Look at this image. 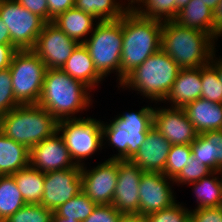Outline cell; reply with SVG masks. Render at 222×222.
I'll return each instance as SVG.
<instances>
[{"label":"cell","instance_id":"cell-46","mask_svg":"<svg viewBox=\"0 0 222 222\" xmlns=\"http://www.w3.org/2000/svg\"><path fill=\"white\" fill-rule=\"evenodd\" d=\"M118 222H147L146 216L141 214H122Z\"/></svg>","mask_w":222,"mask_h":222},{"label":"cell","instance_id":"cell-2","mask_svg":"<svg viewBox=\"0 0 222 222\" xmlns=\"http://www.w3.org/2000/svg\"><path fill=\"white\" fill-rule=\"evenodd\" d=\"M214 40L208 33L186 28L174 20L162 25L161 49L182 69L208 65L216 52Z\"/></svg>","mask_w":222,"mask_h":222},{"label":"cell","instance_id":"cell-5","mask_svg":"<svg viewBox=\"0 0 222 222\" xmlns=\"http://www.w3.org/2000/svg\"><path fill=\"white\" fill-rule=\"evenodd\" d=\"M182 68L162 49L131 72L120 87H131L152 101H164Z\"/></svg>","mask_w":222,"mask_h":222},{"label":"cell","instance_id":"cell-52","mask_svg":"<svg viewBox=\"0 0 222 222\" xmlns=\"http://www.w3.org/2000/svg\"><path fill=\"white\" fill-rule=\"evenodd\" d=\"M130 1V2H129ZM139 0H128V5H127V7L128 8H130V9H132L133 8V6H135V5H133V4H135V3H137Z\"/></svg>","mask_w":222,"mask_h":222},{"label":"cell","instance_id":"cell-28","mask_svg":"<svg viewBox=\"0 0 222 222\" xmlns=\"http://www.w3.org/2000/svg\"><path fill=\"white\" fill-rule=\"evenodd\" d=\"M26 205V202L11 175L0 176V222Z\"/></svg>","mask_w":222,"mask_h":222},{"label":"cell","instance_id":"cell-9","mask_svg":"<svg viewBox=\"0 0 222 222\" xmlns=\"http://www.w3.org/2000/svg\"><path fill=\"white\" fill-rule=\"evenodd\" d=\"M0 18L10 32L11 44L17 50H32L47 23L15 0H3L0 3Z\"/></svg>","mask_w":222,"mask_h":222},{"label":"cell","instance_id":"cell-16","mask_svg":"<svg viewBox=\"0 0 222 222\" xmlns=\"http://www.w3.org/2000/svg\"><path fill=\"white\" fill-rule=\"evenodd\" d=\"M153 127L171 145H190L199 135L183 108L179 107L154 108Z\"/></svg>","mask_w":222,"mask_h":222},{"label":"cell","instance_id":"cell-15","mask_svg":"<svg viewBox=\"0 0 222 222\" xmlns=\"http://www.w3.org/2000/svg\"><path fill=\"white\" fill-rule=\"evenodd\" d=\"M144 173L131 160H118L117 184L112 205L121 214H139V184Z\"/></svg>","mask_w":222,"mask_h":222},{"label":"cell","instance_id":"cell-14","mask_svg":"<svg viewBox=\"0 0 222 222\" xmlns=\"http://www.w3.org/2000/svg\"><path fill=\"white\" fill-rule=\"evenodd\" d=\"M29 165L43 173L77 166L58 131L30 149Z\"/></svg>","mask_w":222,"mask_h":222},{"label":"cell","instance_id":"cell-18","mask_svg":"<svg viewBox=\"0 0 222 222\" xmlns=\"http://www.w3.org/2000/svg\"><path fill=\"white\" fill-rule=\"evenodd\" d=\"M201 92V67L181 69L164 101L172 103L171 107L183 108L201 98Z\"/></svg>","mask_w":222,"mask_h":222},{"label":"cell","instance_id":"cell-45","mask_svg":"<svg viewBox=\"0 0 222 222\" xmlns=\"http://www.w3.org/2000/svg\"><path fill=\"white\" fill-rule=\"evenodd\" d=\"M146 135H129L128 136V160H131L144 143Z\"/></svg>","mask_w":222,"mask_h":222},{"label":"cell","instance_id":"cell-6","mask_svg":"<svg viewBox=\"0 0 222 222\" xmlns=\"http://www.w3.org/2000/svg\"><path fill=\"white\" fill-rule=\"evenodd\" d=\"M91 37L83 43L97 72L104 78L117 72L121 84V53L123 46L122 17L115 21H99Z\"/></svg>","mask_w":222,"mask_h":222},{"label":"cell","instance_id":"cell-37","mask_svg":"<svg viewBox=\"0 0 222 222\" xmlns=\"http://www.w3.org/2000/svg\"><path fill=\"white\" fill-rule=\"evenodd\" d=\"M19 105L13 93L9 67L0 70V116Z\"/></svg>","mask_w":222,"mask_h":222},{"label":"cell","instance_id":"cell-31","mask_svg":"<svg viewBox=\"0 0 222 222\" xmlns=\"http://www.w3.org/2000/svg\"><path fill=\"white\" fill-rule=\"evenodd\" d=\"M142 7L134 6L132 9L144 18H150L161 22L176 19V0H139ZM143 8V9H141Z\"/></svg>","mask_w":222,"mask_h":222},{"label":"cell","instance_id":"cell-51","mask_svg":"<svg viewBox=\"0 0 222 222\" xmlns=\"http://www.w3.org/2000/svg\"><path fill=\"white\" fill-rule=\"evenodd\" d=\"M53 222H77V221H71L70 219H64L61 217H53Z\"/></svg>","mask_w":222,"mask_h":222},{"label":"cell","instance_id":"cell-27","mask_svg":"<svg viewBox=\"0 0 222 222\" xmlns=\"http://www.w3.org/2000/svg\"><path fill=\"white\" fill-rule=\"evenodd\" d=\"M219 173L221 172L213 171L209 176L188 184L194 186L193 190L198 203L197 208L219 207L222 195V176L220 180L219 176L214 177L215 174Z\"/></svg>","mask_w":222,"mask_h":222},{"label":"cell","instance_id":"cell-3","mask_svg":"<svg viewBox=\"0 0 222 222\" xmlns=\"http://www.w3.org/2000/svg\"><path fill=\"white\" fill-rule=\"evenodd\" d=\"M88 90L62 69H46L38 105L58 122L73 119L72 115L90 106L92 100Z\"/></svg>","mask_w":222,"mask_h":222},{"label":"cell","instance_id":"cell-25","mask_svg":"<svg viewBox=\"0 0 222 222\" xmlns=\"http://www.w3.org/2000/svg\"><path fill=\"white\" fill-rule=\"evenodd\" d=\"M179 25L211 35L212 10L200 0H190L174 20Z\"/></svg>","mask_w":222,"mask_h":222},{"label":"cell","instance_id":"cell-26","mask_svg":"<svg viewBox=\"0 0 222 222\" xmlns=\"http://www.w3.org/2000/svg\"><path fill=\"white\" fill-rule=\"evenodd\" d=\"M74 7L99 21L119 20L130 8L116 0H75Z\"/></svg>","mask_w":222,"mask_h":222},{"label":"cell","instance_id":"cell-41","mask_svg":"<svg viewBox=\"0 0 222 222\" xmlns=\"http://www.w3.org/2000/svg\"><path fill=\"white\" fill-rule=\"evenodd\" d=\"M20 5L39 15L46 22H49V12L47 0H15Z\"/></svg>","mask_w":222,"mask_h":222},{"label":"cell","instance_id":"cell-40","mask_svg":"<svg viewBox=\"0 0 222 222\" xmlns=\"http://www.w3.org/2000/svg\"><path fill=\"white\" fill-rule=\"evenodd\" d=\"M190 222H222V208H196L190 210Z\"/></svg>","mask_w":222,"mask_h":222},{"label":"cell","instance_id":"cell-4","mask_svg":"<svg viewBox=\"0 0 222 222\" xmlns=\"http://www.w3.org/2000/svg\"><path fill=\"white\" fill-rule=\"evenodd\" d=\"M58 121L38 104L19 105L0 116V131L31 149L57 131Z\"/></svg>","mask_w":222,"mask_h":222},{"label":"cell","instance_id":"cell-42","mask_svg":"<svg viewBox=\"0 0 222 222\" xmlns=\"http://www.w3.org/2000/svg\"><path fill=\"white\" fill-rule=\"evenodd\" d=\"M75 0H47L49 22H52L59 14L74 8Z\"/></svg>","mask_w":222,"mask_h":222},{"label":"cell","instance_id":"cell-23","mask_svg":"<svg viewBox=\"0 0 222 222\" xmlns=\"http://www.w3.org/2000/svg\"><path fill=\"white\" fill-rule=\"evenodd\" d=\"M30 149L0 131V176L13 175L29 166Z\"/></svg>","mask_w":222,"mask_h":222},{"label":"cell","instance_id":"cell-20","mask_svg":"<svg viewBox=\"0 0 222 222\" xmlns=\"http://www.w3.org/2000/svg\"><path fill=\"white\" fill-rule=\"evenodd\" d=\"M190 145L193 157L200 164L222 172V130L201 133Z\"/></svg>","mask_w":222,"mask_h":222},{"label":"cell","instance_id":"cell-43","mask_svg":"<svg viewBox=\"0 0 222 222\" xmlns=\"http://www.w3.org/2000/svg\"><path fill=\"white\" fill-rule=\"evenodd\" d=\"M211 36L217 40L222 36V0L212 10Z\"/></svg>","mask_w":222,"mask_h":222},{"label":"cell","instance_id":"cell-1","mask_svg":"<svg viewBox=\"0 0 222 222\" xmlns=\"http://www.w3.org/2000/svg\"><path fill=\"white\" fill-rule=\"evenodd\" d=\"M163 22L144 18L133 9L122 16L121 83L149 56L161 49Z\"/></svg>","mask_w":222,"mask_h":222},{"label":"cell","instance_id":"cell-13","mask_svg":"<svg viewBox=\"0 0 222 222\" xmlns=\"http://www.w3.org/2000/svg\"><path fill=\"white\" fill-rule=\"evenodd\" d=\"M173 179L162 172H144L139 184V214L150 213L169 208L176 203L170 182Z\"/></svg>","mask_w":222,"mask_h":222},{"label":"cell","instance_id":"cell-7","mask_svg":"<svg viewBox=\"0 0 222 222\" xmlns=\"http://www.w3.org/2000/svg\"><path fill=\"white\" fill-rule=\"evenodd\" d=\"M46 66L33 50H17L11 59L12 89L20 105L38 104Z\"/></svg>","mask_w":222,"mask_h":222},{"label":"cell","instance_id":"cell-22","mask_svg":"<svg viewBox=\"0 0 222 222\" xmlns=\"http://www.w3.org/2000/svg\"><path fill=\"white\" fill-rule=\"evenodd\" d=\"M94 20L97 19L74 7L59 14L52 23L78 44H83L87 39L86 35L93 32L96 25ZM83 37L85 38L82 39Z\"/></svg>","mask_w":222,"mask_h":222},{"label":"cell","instance_id":"cell-30","mask_svg":"<svg viewBox=\"0 0 222 222\" xmlns=\"http://www.w3.org/2000/svg\"><path fill=\"white\" fill-rule=\"evenodd\" d=\"M94 203L83 191L62 204L54 211L53 217L83 222L96 208Z\"/></svg>","mask_w":222,"mask_h":222},{"label":"cell","instance_id":"cell-32","mask_svg":"<svg viewBox=\"0 0 222 222\" xmlns=\"http://www.w3.org/2000/svg\"><path fill=\"white\" fill-rule=\"evenodd\" d=\"M201 81V98L222 103V83L217 70L210 63L201 67Z\"/></svg>","mask_w":222,"mask_h":222},{"label":"cell","instance_id":"cell-29","mask_svg":"<svg viewBox=\"0 0 222 222\" xmlns=\"http://www.w3.org/2000/svg\"><path fill=\"white\" fill-rule=\"evenodd\" d=\"M154 108L142 107L138 112L123 113L116 117L113 122L129 135H147L153 127Z\"/></svg>","mask_w":222,"mask_h":222},{"label":"cell","instance_id":"cell-34","mask_svg":"<svg viewBox=\"0 0 222 222\" xmlns=\"http://www.w3.org/2000/svg\"><path fill=\"white\" fill-rule=\"evenodd\" d=\"M54 212L41 204H26L4 222H53Z\"/></svg>","mask_w":222,"mask_h":222},{"label":"cell","instance_id":"cell-21","mask_svg":"<svg viewBox=\"0 0 222 222\" xmlns=\"http://www.w3.org/2000/svg\"><path fill=\"white\" fill-rule=\"evenodd\" d=\"M62 70L72 78L82 82L89 89H94L102 79L96 70L94 62L84 44H78L67 59Z\"/></svg>","mask_w":222,"mask_h":222},{"label":"cell","instance_id":"cell-12","mask_svg":"<svg viewBox=\"0 0 222 222\" xmlns=\"http://www.w3.org/2000/svg\"><path fill=\"white\" fill-rule=\"evenodd\" d=\"M118 160L107 159L92 170L81 167L82 191L97 205L112 204L117 184Z\"/></svg>","mask_w":222,"mask_h":222},{"label":"cell","instance_id":"cell-24","mask_svg":"<svg viewBox=\"0 0 222 222\" xmlns=\"http://www.w3.org/2000/svg\"><path fill=\"white\" fill-rule=\"evenodd\" d=\"M26 204H40L44 193L45 173L30 165L11 175Z\"/></svg>","mask_w":222,"mask_h":222},{"label":"cell","instance_id":"cell-17","mask_svg":"<svg viewBox=\"0 0 222 222\" xmlns=\"http://www.w3.org/2000/svg\"><path fill=\"white\" fill-rule=\"evenodd\" d=\"M170 147V142L156 128L152 127L131 161L144 172H162L164 174Z\"/></svg>","mask_w":222,"mask_h":222},{"label":"cell","instance_id":"cell-19","mask_svg":"<svg viewBox=\"0 0 222 222\" xmlns=\"http://www.w3.org/2000/svg\"><path fill=\"white\" fill-rule=\"evenodd\" d=\"M183 110L199 134L222 130V103L199 98L188 103Z\"/></svg>","mask_w":222,"mask_h":222},{"label":"cell","instance_id":"cell-53","mask_svg":"<svg viewBox=\"0 0 222 222\" xmlns=\"http://www.w3.org/2000/svg\"><path fill=\"white\" fill-rule=\"evenodd\" d=\"M220 174L222 175V172H221ZM219 207L222 208V195H221V201H220V205H219Z\"/></svg>","mask_w":222,"mask_h":222},{"label":"cell","instance_id":"cell-49","mask_svg":"<svg viewBox=\"0 0 222 222\" xmlns=\"http://www.w3.org/2000/svg\"><path fill=\"white\" fill-rule=\"evenodd\" d=\"M190 0H176V17L178 15L179 10L187 5Z\"/></svg>","mask_w":222,"mask_h":222},{"label":"cell","instance_id":"cell-44","mask_svg":"<svg viewBox=\"0 0 222 222\" xmlns=\"http://www.w3.org/2000/svg\"><path fill=\"white\" fill-rule=\"evenodd\" d=\"M17 49L12 44H0V70L10 67L11 59Z\"/></svg>","mask_w":222,"mask_h":222},{"label":"cell","instance_id":"cell-38","mask_svg":"<svg viewBox=\"0 0 222 222\" xmlns=\"http://www.w3.org/2000/svg\"><path fill=\"white\" fill-rule=\"evenodd\" d=\"M147 222H190V210L175 203L169 208L146 215Z\"/></svg>","mask_w":222,"mask_h":222},{"label":"cell","instance_id":"cell-39","mask_svg":"<svg viewBox=\"0 0 222 222\" xmlns=\"http://www.w3.org/2000/svg\"><path fill=\"white\" fill-rule=\"evenodd\" d=\"M122 214L112 205H97L83 222H118Z\"/></svg>","mask_w":222,"mask_h":222},{"label":"cell","instance_id":"cell-33","mask_svg":"<svg viewBox=\"0 0 222 222\" xmlns=\"http://www.w3.org/2000/svg\"><path fill=\"white\" fill-rule=\"evenodd\" d=\"M128 136L129 133L120 129L113 121L110 124L102 123V138H108V143L118 150V155L110 157L109 159L128 160Z\"/></svg>","mask_w":222,"mask_h":222},{"label":"cell","instance_id":"cell-50","mask_svg":"<svg viewBox=\"0 0 222 222\" xmlns=\"http://www.w3.org/2000/svg\"><path fill=\"white\" fill-rule=\"evenodd\" d=\"M200 1H202L204 4H206L207 7L213 10L217 6L220 0H200Z\"/></svg>","mask_w":222,"mask_h":222},{"label":"cell","instance_id":"cell-47","mask_svg":"<svg viewBox=\"0 0 222 222\" xmlns=\"http://www.w3.org/2000/svg\"><path fill=\"white\" fill-rule=\"evenodd\" d=\"M0 44H11L10 32L0 18Z\"/></svg>","mask_w":222,"mask_h":222},{"label":"cell","instance_id":"cell-10","mask_svg":"<svg viewBox=\"0 0 222 222\" xmlns=\"http://www.w3.org/2000/svg\"><path fill=\"white\" fill-rule=\"evenodd\" d=\"M78 43L52 22H47L32 49L47 69H62Z\"/></svg>","mask_w":222,"mask_h":222},{"label":"cell","instance_id":"cell-35","mask_svg":"<svg viewBox=\"0 0 222 222\" xmlns=\"http://www.w3.org/2000/svg\"><path fill=\"white\" fill-rule=\"evenodd\" d=\"M191 154V145H171L164 169V175L174 179L181 172L182 168L186 166Z\"/></svg>","mask_w":222,"mask_h":222},{"label":"cell","instance_id":"cell-8","mask_svg":"<svg viewBox=\"0 0 222 222\" xmlns=\"http://www.w3.org/2000/svg\"><path fill=\"white\" fill-rule=\"evenodd\" d=\"M57 131L62 132L73 161L81 167L84 164L82 159L93 155L103 146L102 122L91 117L61 120L57 124Z\"/></svg>","mask_w":222,"mask_h":222},{"label":"cell","instance_id":"cell-36","mask_svg":"<svg viewBox=\"0 0 222 222\" xmlns=\"http://www.w3.org/2000/svg\"><path fill=\"white\" fill-rule=\"evenodd\" d=\"M213 171L204 164H200L193 155L189 156L186 166H184L181 172L173 179V182L179 184H190L192 182L199 181L203 177L209 176Z\"/></svg>","mask_w":222,"mask_h":222},{"label":"cell","instance_id":"cell-48","mask_svg":"<svg viewBox=\"0 0 222 222\" xmlns=\"http://www.w3.org/2000/svg\"><path fill=\"white\" fill-rule=\"evenodd\" d=\"M215 54L213 55L210 64L217 70L219 78L222 83V60L219 58L218 60L215 59Z\"/></svg>","mask_w":222,"mask_h":222},{"label":"cell","instance_id":"cell-11","mask_svg":"<svg viewBox=\"0 0 222 222\" xmlns=\"http://www.w3.org/2000/svg\"><path fill=\"white\" fill-rule=\"evenodd\" d=\"M82 191L81 166L45 173L40 204L53 212Z\"/></svg>","mask_w":222,"mask_h":222}]
</instances>
